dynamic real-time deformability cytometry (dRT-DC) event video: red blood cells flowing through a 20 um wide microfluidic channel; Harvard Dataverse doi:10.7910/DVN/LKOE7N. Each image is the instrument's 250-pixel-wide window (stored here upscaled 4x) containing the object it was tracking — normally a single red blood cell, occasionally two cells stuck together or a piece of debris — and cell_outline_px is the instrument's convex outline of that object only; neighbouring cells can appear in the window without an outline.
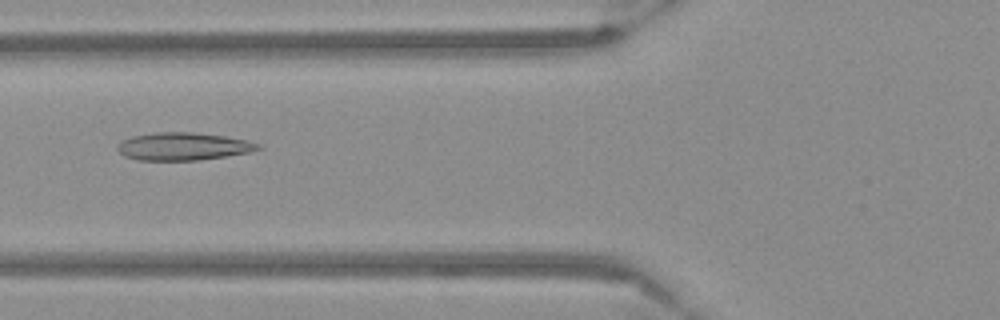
{"species": "Egyptian fruit bat (a non-hibernating species)", "species_latin": "Rousettus aegyptiacus", "temperature_condition": "warm", "stored_images_in_passage": 54, "camera_frame_rate_fps": 3000, "um_per_image_px": 0.085, "frame": {"image": 1, "passage_image": 21, "time_ms": 6.667, "image_size_px": [1000, 320], "cell_outline_px": [[264, 148], [248, 152], [228, 156], [200, 160], [140, 160], [124, 156], [116, 148], [116, 144], [132, 136], [156, 132], [192, 132], [224, 136], [248, 140], [264, 144]], "centroid_in_image_um": [15.62, 12.44], "position_along_channel_um": 110.2, "area_um2": 22.89}}
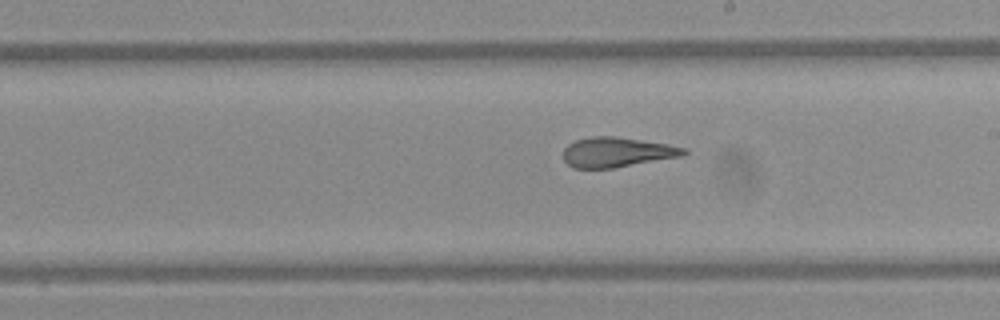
{"frame": {"image": 2, "passage_image": 31, "time_ms": 10.0, "image_size_px": [1000, 320], "cell_outline_px": [[688, 152], [684, 156], [612, 168], [572, 168], [564, 160], [564, 148], [568, 144], [576, 140], [592, 136], [616, 136], [668, 144], [688, 148]], "centroid_in_image_um": [52.47, 12.93], "position_along_channel_um": 236.5, "area_um2": 21.1}}
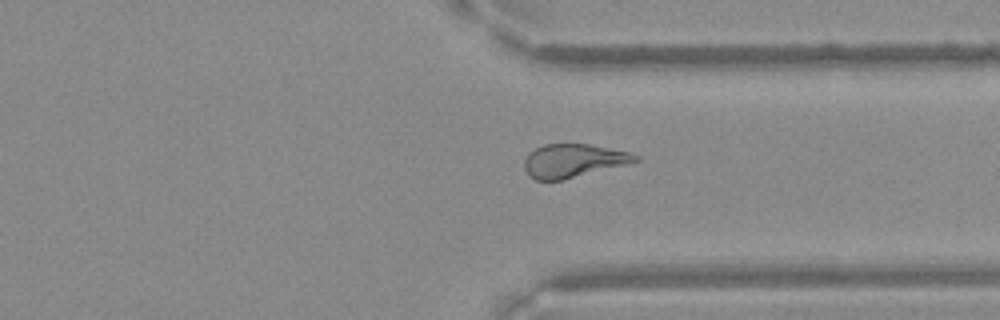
{"frame": {"image": 3, "passage_image": 41, "time_ms": 13.333, "image_size_px": [1000, 320], "cell_outline_px": [[640, 160], [628, 164], [560, 180], [536, 180], [528, 176], [524, 168], [524, 160], [536, 148], [544, 144], [588, 144], [628, 152], [640, 156]], "centroid_in_image_um": [48.73, 13.66], "position_along_channel_um": 362.7, "area_um2": 21.33}}